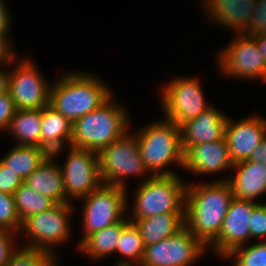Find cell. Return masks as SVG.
<instances>
[{"label": "cell", "mask_w": 266, "mask_h": 266, "mask_svg": "<svg viewBox=\"0 0 266 266\" xmlns=\"http://www.w3.org/2000/svg\"><path fill=\"white\" fill-rule=\"evenodd\" d=\"M233 199L234 195L227 181L188 183L185 227L206 248L218 237Z\"/></svg>", "instance_id": "cell-1"}, {"label": "cell", "mask_w": 266, "mask_h": 266, "mask_svg": "<svg viewBox=\"0 0 266 266\" xmlns=\"http://www.w3.org/2000/svg\"><path fill=\"white\" fill-rule=\"evenodd\" d=\"M112 90L96 74L69 71L51 84L49 105L73 123L105 103Z\"/></svg>", "instance_id": "cell-2"}, {"label": "cell", "mask_w": 266, "mask_h": 266, "mask_svg": "<svg viewBox=\"0 0 266 266\" xmlns=\"http://www.w3.org/2000/svg\"><path fill=\"white\" fill-rule=\"evenodd\" d=\"M163 120V121H162ZM141 158L152 176L177 175L169 168L184 167L181 128L167 119L154 120L135 132Z\"/></svg>", "instance_id": "cell-3"}, {"label": "cell", "mask_w": 266, "mask_h": 266, "mask_svg": "<svg viewBox=\"0 0 266 266\" xmlns=\"http://www.w3.org/2000/svg\"><path fill=\"white\" fill-rule=\"evenodd\" d=\"M114 96L72 123L71 146L98 153L131 129L129 109Z\"/></svg>", "instance_id": "cell-4"}, {"label": "cell", "mask_w": 266, "mask_h": 266, "mask_svg": "<svg viewBox=\"0 0 266 266\" xmlns=\"http://www.w3.org/2000/svg\"><path fill=\"white\" fill-rule=\"evenodd\" d=\"M177 175H155L141 180L128 219H144L164 213H185L188 181Z\"/></svg>", "instance_id": "cell-5"}, {"label": "cell", "mask_w": 266, "mask_h": 266, "mask_svg": "<svg viewBox=\"0 0 266 266\" xmlns=\"http://www.w3.org/2000/svg\"><path fill=\"white\" fill-rule=\"evenodd\" d=\"M74 208L73 202L55 204L46 211L28 217L20 230L27 239L24 247L43 250L59 258L56 248L67 243L72 236L70 217Z\"/></svg>", "instance_id": "cell-6"}, {"label": "cell", "mask_w": 266, "mask_h": 266, "mask_svg": "<svg viewBox=\"0 0 266 266\" xmlns=\"http://www.w3.org/2000/svg\"><path fill=\"white\" fill-rule=\"evenodd\" d=\"M98 159L103 184L127 189V194L126 179L131 176L140 179L143 176V180H146L152 176L141 158L136 134L130 130L109 146L102 148L98 152Z\"/></svg>", "instance_id": "cell-7"}, {"label": "cell", "mask_w": 266, "mask_h": 266, "mask_svg": "<svg viewBox=\"0 0 266 266\" xmlns=\"http://www.w3.org/2000/svg\"><path fill=\"white\" fill-rule=\"evenodd\" d=\"M127 189L102 184L82 201V238L78 246L92 233L122 221L128 213Z\"/></svg>", "instance_id": "cell-8"}, {"label": "cell", "mask_w": 266, "mask_h": 266, "mask_svg": "<svg viewBox=\"0 0 266 266\" xmlns=\"http://www.w3.org/2000/svg\"><path fill=\"white\" fill-rule=\"evenodd\" d=\"M162 88L159 95L164 119L179 127L212 106L206 101L202 82L195 76H178L166 82Z\"/></svg>", "instance_id": "cell-9"}, {"label": "cell", "mask_w": 266, "mask_h": 266, "mask_svg": "<svg viewBox=\"0 0 266 266\" xmlns=\"http://www.w3.org/2000/svg\"><path fill=\"white\" fill-rule=\"evenodd\" d=\"M217 55L215 61L219 75L244 81L253 79L266 82V63L255 37L235 34Z\"/></svg>", "instance_id": "cell-10"}, {"label": "cell", "mask_w": 266, "mask_h": 266, "mask_svg": "<svg viewBox=\"0 0 266 266\" xmlns=\"http://www.w3.org/2000/svg\"><path fill=\"white\" fill-rule=\"evenodd\" d=\"M64 164H59L66 199L72 203L74 199H82L102 184L99 169L98 153L90 149L78 148L69 145Z\"/></svg>", "instance_id": "cell-11"}, {"label": "cell", "mask_w": 266, "mask_h": 266, "mask_svg": "<svg viewBox=\"0 0 266 266\" xmlns=\"http://www.w3.org/2000/svg\"><path fill=\"white\" fill-rule=\"evenodd\" d=\"M22 58L12 62L15 66L10 69L9 92L17 110L42 109L49 105L52 82L41 74L32 58Z\"/></svg>", "instance_id": "cell-12"}, {"label": "cell", "mask_w": 266, "mask_h": 266, "mask_svg": "<svg viewBox=\"0 0 266 266\" xmlns=\"http://www.w3.org/2000/svg\"><path fill=\"white\" fill-rule=\"evenodd\" d=\"M207 248L184 227L177 234L145 247L140 266H192Z\"/></svg>", "instance_id": "cell-13"}, {"label": "cell", "mask_w": 266, "mask_h": 266, "mask_svg": "<svg viewBox=\"0 0 266 266\" xmlns=\"http://www.w3.org/2000/svg\"><path fill=\"white\" fill-rule=\"evenodd\" d=\"M259 202L233 199L223 220L218 237L207 247L224 259L235 248L250 242V222L253 208Z\"/></svg>", "instance_id": "cell-14"}, {"label": "cell", "mask_w": 266, "mask_h": 266, "mask_svg": "<svg viewBox=\"0 0 266 266\" xmlns=\"http://www.w3.org/2000/svg\"><path fill=\"white\" fill-rule=\"evenodd\" d=\"M265 137L266 118L261 115H248L237 122L229 116L225 127V138L233 163L247 160Z\"/></svg>", "instance_id": "cell-15"}, {"label": "cell", "mask_w": 266, "mask_h": 266, "mask_svg": "<svg viewBox=\"0 0 266 266\" xmlns=\"http://www.w3.org/2000/svg\"><path fill=\"white\" fill-rule=\"evenodd\" d=\"M226 138L192 145L184 153L183 169L196 176L220 174L233 167Z\"/></svg>", "instance_id": "cell-16"}, {"label": "cell", "mask_w": 266, "mask_h": 266, "mask_svg": "<svg viewBox=\"0 0 266 266\" xmlns=\"http://www.w3.org/2000/svg\"><path fill=\"white\" fill-rule=\"evenodd\" d=\"M206 19L219 28L243 34L247 28L257 0H200Z\"/></svg>", "instance_id": "cell-17"}, {"label": "cell", "mask_w": 266, "mask_h": 266, "mask_svg": "<svg viewBox=\"0 0 266 266\" xmlns=\"http://www.w3.org/2000/svg\"><path fill=\"white\" fill-rule=\"evenodd\" d=\"M228 115L210 106L199 116L184 123L181 128L184 153L195 144L216 142L225 137Z\"/></svg>", "instance_id": "cell-18"}, {"label": "cell", "mask_w": 266, "mask_h": 266, "mask_svg": "<svg viewBox=\"0 0 266 266\" xmlns=\"http://www.w3.org/2000/svg\"><path fill=\"white\" fill-rule=\"evenodd\" d=\"M230 172L234 173L214 181H227L235 199L259 202L258 197L266 194V164L243 160L234 163Z\"/></svg>", "instance_id": "cell-19"}, {"label": "cell", "mask_w": 266, "mask_h": 266, "mask_svg": "<svg viewBox=\"0 0 266 266\" xmlns=\"http://www.w3.org/2000/svg\"><path fill=\"white\" fill-rule=\"evenodd\" d=\"M71 136L72 123L50 105L43 107L40 147L56 158L71 144Z\"/></svg>", "instance_id": "cell-20"}, {"label": "cell", "mask_w": 266, "mask_h": 266, "mask_svg": "<svg viewBox=\"0 0 266 266\" xmlns=\"http://www.w3.org/2000/svg\"><path fill=\"white\" fill-rule=\"evenodd\" d=\"M56 160L55 157L49 155L46 160L24 180V184L36 192L49 197L56 204L70 203L66 199L62 172Z\"/></svg>", "instance_id": "cell-21"}, {"label": "cell", "mask_w": 266, "mask_h": 266, "mask_svg": "<svg viewBox=\"0 0 266 266\" xmlns=\"http://www.w3.org/2000/svg\"><path fill=\"white\" fill-rule=\"evenodd\" d=\"M129 220L139 229L145 247L173 236L185 227V213H164Z\"/></svg>", "instance_id": "cell-22"}, {"label": "cell", "mask_w": 266, "mask_h": 266, "mask_svg": "<svg viewBox=\"0 0 266 266\" xmlns=\"http://www.w3.org/2000/svg\"><path fill=\"white\" fill-rule=\"evenodd\" d=\"M121 234L122 221L90 234L78 246V250L90 260L101 261L111 255H115L117 246L121 240Z\"/></svg>", "instance_id": "cell-23"}, {"label": "cell", "mask_w": 266, "mask_h": 266, "mask_svg": "<svg viewBox=\"0 0 266 266\" xmlns=\"http://www.w3.org/2000/svg\"><path fill=\"white\" fill-rule=\"evenodd\" d=\"M42 109L17 110L5 133L12 135L15 145L40 147Z\"/></svg>", "instance_id": "cell-24"}, {"label": "cell", "mask_w": 266, "mask_h": 266, "mask_svg": "<svg viewBox=\"0 0 266 266\" xmlns=\"http://www.w3.org/2000/svg\"><path fill=\"white\" fill-rule=\"evenodd\" d=\"M49 155L39 146L14 145L0 161L25 180Z\"/></svg>", "instance_id": "cell-25"}, {"label": "cell", "mask_w": 266, "mask_h": 266, "mask_svg": "<svg viewBox=\"0 0 266 266\" xmlns=\"http://www.w3.org/2000/svg\"><path fill=\"white\" fill-rule=\"evenodd\" d=\"M145 251V245L139 229L126 216L122 220L121 240L116 253L120 254L114 266H140Z\"/></svg>", "instance_id": "cell-26"}, {"label": "cell", "mask_w": 266, "mask_h": 266, "mask_svg": "<svg viewBox=\"0 0 266 266\" xmlns=\"http://www.w3.org/2000/svg\"><path fill=\"white\" fill-rule=\"evenodd\" d=\"M17 213L23 223L28 217L46 211L56 203L49 197L22 184L14 193Z\"/></svg>", "instance_id": "cell-27"}, {"label": "cell", "mask_w": 266, "mask_h": 266, "mask_svg": "<svg viewBox=\"0 0 266 266\" xmlns=\"http://www.w3.org/2000/svg\"><path fill=\"white\" fill-rule=\"evenodd\" d=\"M231 266H266V241H257L235 248L225 258Z\"/></svg>", "instance_id": "cell-28"}, {"label": "cell", "mask_w": 266, "mask_h": 266, "mask_svg": "<svg viewBox=\"0 0 266 266\" xmlns=\"http://www.w3.org/2000/svg\"><path fill=\"white\" fill-rule=\"evenodd\" d=\"M59 259L43 250L22 247L13 254L7 266H58Z\"/></svg>", "instance_id": "cell-29"}, {"label": "cell", "mask_w": 266, "mask_h": 266, "mask_svg": "<svg viewBox=\"0 0 266 266\" xmlns=\"http://www.w3.org/2000/svg\"><path fill=\"white\" fill-rule=\"evenodd\" d=\"M22 222L16 210L14 195L0 192V230L20 233Z\"/></svg>", "instance_id": "cell-30"}, {"label": "cell", "mask_w": 266, "mask_h": 266, "mask_svg": "<svg viewBox=\"0 0 266 266\" xmlns=\"http://www.w3.org/2000/svg\"><path fill=\"white\" fill-rule=\"evenodd\" d=\"M243 34L252 37L266 34V0H257L248 28Z\"/></svg>", "instance_id": "cell-31"}, {"label": "cell", "mask_w": 266, "mask_h": 266, "mask_svg": "<svg viewBox=\"0 0 266 266\" xmlns=\"http://www.w3.org/2000/svg\"><path fill=\"white\" fill-rule=\"evenodd\" d=\"M266 205L259 202L254 208L250 222V242L252 239L266 241Z\"/></svg>", "instance_id": "cell-32"}, {"label": "cell", "mask_w": 266, "mask_h": 266, "mask_svg": "<svg viewBox=\"0 0 266 266\" xmlns=\"http://www.w3.org/2000/svg\"><path fill=\"white\" fill-rule=\"evenodd\" d=\"M19 233L0 230V266H7L13 254L19 249L17 239Z\"/></svg>", "instance_id": "cell-33"}, {"label": "cell", "mask_w": 266, "mask_h": 266, "mask_svg": "<svg viewBox=\"0 0 266 266\" xmlns=\"http://www.w3.org/2000/svg\"><path fill=\"white\" fill-rule=\"evenodd\" d=\"M24 180L0 161V192L14 195Z\"/></svg>", "instance_id": "cell-34"}, {"label": "cell", "mask_w": 266, "mask_h": 266, "mask_svg": "<svg viewBox=\"0 0 266 266\" xmlns=\"http://www.w3.org/2000/svg\"><path fill=\"white\" fill-rule=\"evenodd\" d=\"M17 112L10 92L0 95V133L3 134Z\"/></svg>", "instance_id": "cell-35"}, {"label": "cell", "mask_w": 266, "mask_h": 266, "mask_svg": "<svg viewBox=\"0 0 266 266\" xmlns=\"http://www.w3.org/2000/svg\"><path fill=\"white\" fill-rule=\"evenodd\" d=\"M11 40L9 34H0V66H8L18 59Z\"/></svg>", "instance_id": "cell-36"}, {"label": "cell", "mask_w": 266, "mask_h": 266, "mask_svg": "<svg viewBox=\"0 0 266 266\" xmlns=\"http://www.w3.org/2000/svg\"><path fill=\"white\" fill-rule=\"evenodd\" d=\"M9 10L5 1L0 0V34H10L12 15Z\"/></svg>", "instance_id": "cell-37"}, {"label": "cell", "mask_w": 266, "mask_h": 266, "mask_svg": "<svg viewBox=\"0 0 266 266\" xmlns=\"http://www.w3.org/2000/svg\"><path fill=\"white\" fill-rule=\"evenodd\" d=\"M247 160L266 164V137L256 146Z\"/></svg>", "instance_id": "cell-38"}, {"label": "cell", "mask_w": 266, "mask_h": 266, "mask_svg": "<svg viewBox=\"0 0 266 266\" xmlns=\"http://www.w3.org/2000/svg\"><path fill=\"white\" fill-rule=\"evenodd\" d=\"M10 66L13 68L12 64L8 66H0V95L9 91L10 69H6V67L10 68Z\"/></svg>", "instance_id": "cell-39"}, {"label": "cell", "mask_w": 266, "mask_h": 266, "mask_svg": "<svg viewBox=\"0 0 266 266\" xmlns=\"http://www.w3.org/2000/svg\"><path fill=\"white\" fill-rule=\"evenodd\" d=\"M255 38H256L257 45H258V49L264 56L265 63H266V34L259 35Z\"/></svg>", "instance_id": "cell-40"}]
</instances>
